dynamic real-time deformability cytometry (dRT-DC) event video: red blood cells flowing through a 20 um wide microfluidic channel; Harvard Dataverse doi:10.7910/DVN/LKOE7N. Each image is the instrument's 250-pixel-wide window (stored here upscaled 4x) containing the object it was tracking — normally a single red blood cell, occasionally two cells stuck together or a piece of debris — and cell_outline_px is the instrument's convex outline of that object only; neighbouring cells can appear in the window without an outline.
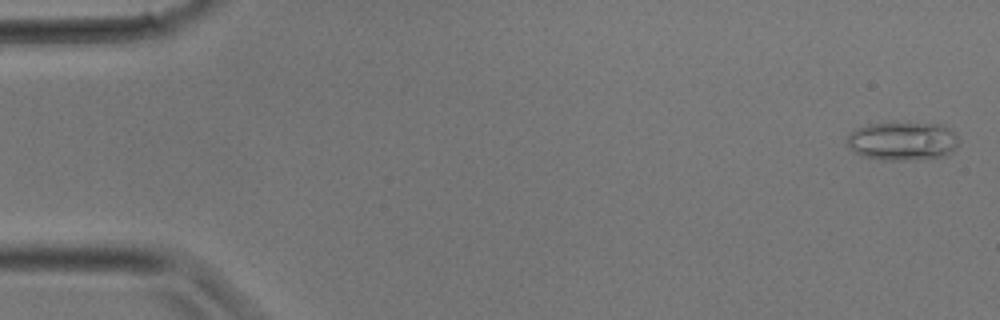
{"species": "common noctule bat (a hibernating species)", "species_latin": "Nyctalus noctula", "temperature_condition": "room temperature", "stored_images_in_passage": 31, "camera_frame_rate_fps": 3000, "um_per_image_px": 0.085, "animal": {"sex": "male", "body_mass_g": 17.9}, "frame": {"image": 1, "passage_image": 1, "time_ms": 0.0, "image_size_px": [1000, 320], "cell_outline_px": [[960, 140], [944, 156], [928, 160], [884, 160], [864, 156], [848, 148], [844, 144], [848, 132], [856, 128], [868, 124], [892, 120], [944, 124], [956, 132]], "centroid_in_image_um": [76.69, 11.94], "position_along_channel_um": 8.3, "area_um2": 26.41}}
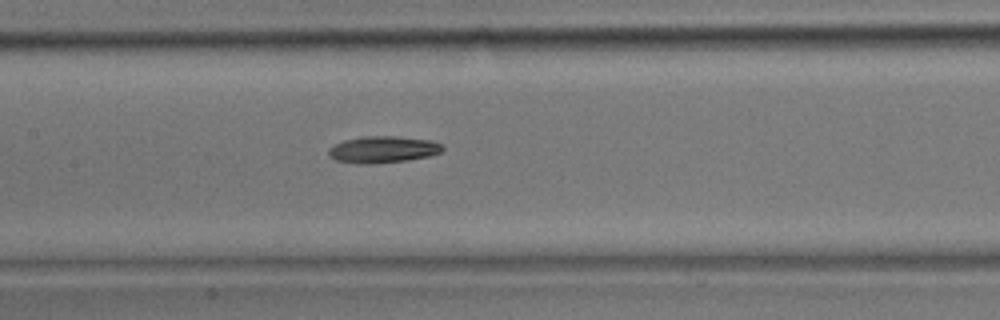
{"frame": {"image": 2, "passage_image": 15, "time_ms": 4.667, "image_size_px": [1000, 320], "cell_outline_px": [[444, 148], [440, 152], [428, 156], [408, 160], [376, 164], [364, 164], [336, 160], [328, 156], [328, 148], [344, 140], [364, 136], [396, 136], [432, 140], [440, 144]], "centroid_in_image_um": [32.54, 12.71], "position_along_channel_um": 174.9, "area_um2": 17.74}}
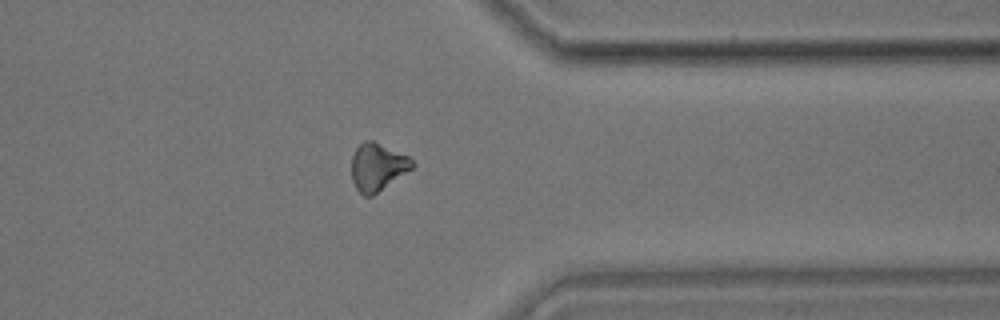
{"frame": {"image": 3, "passage_image": 25, "time_ms": 8.0, "image_size_px": [1000, 320], "cell_outline_px": [[416, 164], [412, 168], [372, 196], [364, 196], [356, 188], [352, 180], [352, 156], [356, 148], [360, 144], [368, 140], [372, 140], [408, 156]], "centroid_in_image_um": [32.08, 14.19], "position_along_channel_um": 379.3, "area_um2": 16.53}}